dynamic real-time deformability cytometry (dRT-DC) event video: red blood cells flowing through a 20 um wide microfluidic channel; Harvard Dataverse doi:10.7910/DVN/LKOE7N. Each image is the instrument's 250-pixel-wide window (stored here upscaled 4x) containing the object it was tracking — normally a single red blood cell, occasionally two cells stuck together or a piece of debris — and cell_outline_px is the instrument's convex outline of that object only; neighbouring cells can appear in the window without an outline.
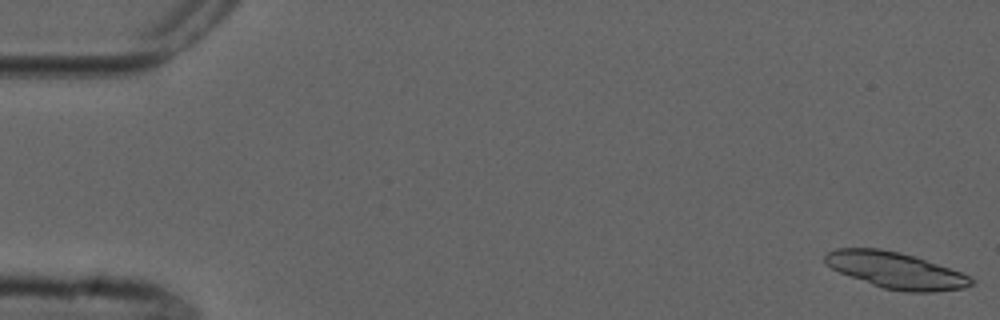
{"species": "common noctule bat (a hibernating species)", "species_latin": "Nyctalus noctula", "temperature_condition": "cold", "stored_images_in_passage": 6, "camera_frame_rate_fps": 3000, "um_per_image_px": 0.085, "animal": {"sex": "male", "forearm_length_mm": 52.5}, "frame": {"image": 1, "passage_image": 1, "time_ms": 0.0, "image_size_px": [1000, 320], "cell_outline_px": [[976, 280], [972, 284], [964, 288], [932, 292], [908, 292], [884, 288], [872, 284], [840, 272], [824, 264], [824, 256], [828, 252], [836, 248], [880, 248], [900, 252], [972, 276]], "centroid_in_image_um": [76.13, 22.98], "position_along_channel_um": 8.9, "area_um2": 30.58}}